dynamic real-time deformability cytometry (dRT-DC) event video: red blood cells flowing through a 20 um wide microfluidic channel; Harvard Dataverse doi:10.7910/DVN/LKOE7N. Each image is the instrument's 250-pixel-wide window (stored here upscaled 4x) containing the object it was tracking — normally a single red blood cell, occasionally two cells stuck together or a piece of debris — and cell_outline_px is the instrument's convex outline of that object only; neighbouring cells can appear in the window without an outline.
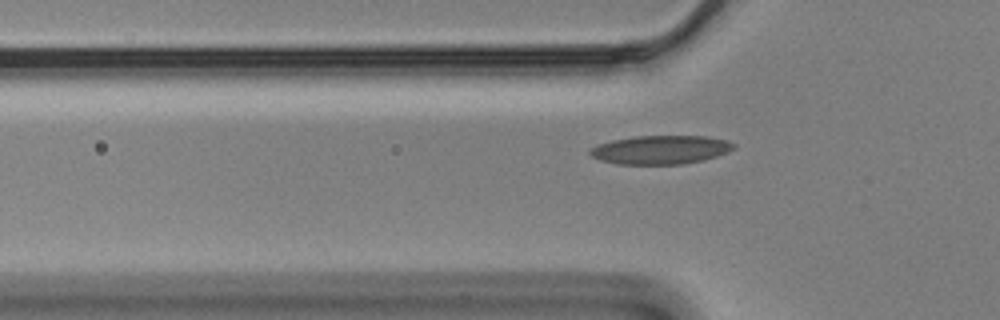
{"species": "Egyptian fruit bat (a non-hibernating species)", "species_latin": "Rousettus aegyptiacus", "temperature_condition": "cold", "stored_images_in_passage": 39, "camera_frame_rate_fps": 3000, "um_per_image_px": 0.085, "animal": {"sex": "male"}, "frame": {"image": 1, "passage_image": 6, "time_ms": 1.667, "image_size_px": [1000, 320], "cell_outline_px": [[736, 148], [728, 152], [704, 160], [684, 164], [616, 164], [600, 160], [592, 156], [588, 152], [588, 148], [612, 140], [636, 136], [708, 136], [728, 140], [736, 144]], "centroid_in_image_um": [56.18, 12.73], "position_along_channel_um": 69.6, "area_um2": 24.22}}
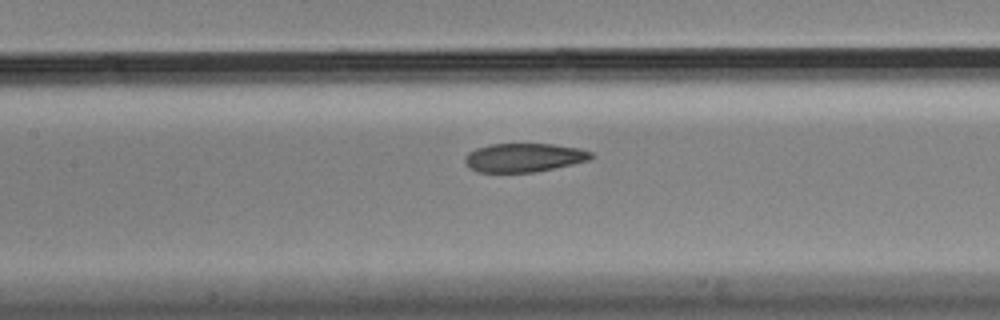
{"frame": {"image": 2, "passage_image": 14, "time_ms": 4.333, "image_size_px": [1000, 320], "cell_outline_px": [[596, 156], [592, 160], [532, 172], [480, 172], [468, 168], [464, 160], [464, 156], [468, 152], [476, 148], [492, 144], [552, 144], [580, 148], [592, 152]], "centroid_in_image_um": [44.55, 13.39], "position_along_channel_um": 162.8, "area_um2": 21.21}}
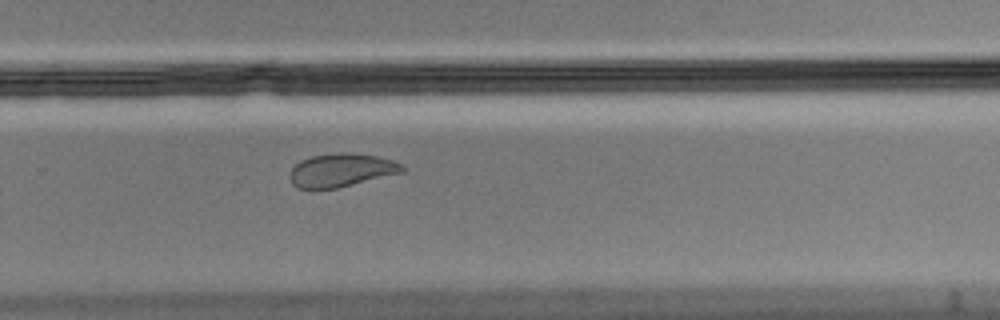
{"frame": {"image": 3, "passage_image": 26, "time_ms": 8.333, "image_size_px": [1000, 320], "cell_outline_px": [[404, 172], [336, 188], [296, 188], [292, 184], [288, 176], [288, 172], [300, 160], [312, 156], [340, 152], [352, 152], [376, 156], [392, 160], [404, 164]], "centroid_in_image_um": [28.99, 14.45], "position_along_channel_um": 300.8, "area_um2": 21.91}, "authors_computed_cell_mechanics": {"area_um2": 23.12, "velocity_mm_per_s": 3.458, "shape_relaxation_time_tau1_ms": null, "shape_relaxation_time_tau2_ms": 2.118, "deformation_change_tau1": null, "deformation_change_tau2": 0.0612}}